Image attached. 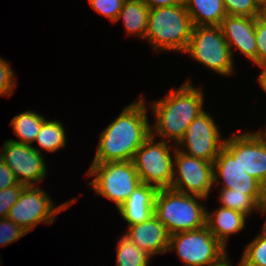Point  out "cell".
I'll list each match as a JSON object with an SVG mask.
<instances>
[{"mask_svg":"<svg viewBox=\"0 0 266 266\" xmlns=\"http://www.w3.org/2000/svg\"><path fill=\"white\" fill-rule=\"evenodd\" d=\"M142 97L124 107L121 114L101 132L92 163L133 161L136 151L151 135L152 126Z\"/></svg>","mask_w":266,"mask_h":266,"instance_id":"cell-1","label":"cell"},{"mask_svg":"<svg viewBox=\"0 0 266 266\" xmlns=\"http://www.w3.org/2000/svg\"><path fill=\"white\" fill-rule=\"evenodd\" d=\"M202 92L189 80L178 89L172 88L163 99L151 103L156 119L154 128L151 127V134L177 144L187 127L204 111Z\"/></svg>","mask_w":266,"mask_h":266,"instance_id":"cell-2","label":"cell"},{"mask_svg":"<svg viewBox=\"0 0 266 266\" xmlns=\"http://www.w3.org/2000/svg\"><path fill=\"white\" fill-rule=\"evenodd\" d=\"M193 24L184 5L150 9L145 39L156 52L174 50L184 53Z\"/></svg>","mask_w":266,"mask_h":266,"instance_id":"cell-3","label":"cell"},{"mask_svg":"<svg viewBox=\"0 0 266 266\" xmlns=\"http://www.w3.org/2000/svg\"><path fill=\"white\" fill-rule=\"evenodd\" d=\"M206 198L184 194L170 188L158 189L154 215L169 234L195 230L206 226V209L199 203Z\"/></svg>","mask_w":266,"mask_h":266,"instance_id":"cell-4","label":"cell"},{"mask_svg":"<svg viewBox=\"0 0 266 266\" xmlns=\"http://www.w3.org/2000/svg\"><path fill=\"white\" fill-rule=\"evenodd\" d=\"M87 176H94L88 183L97 195L113 201L117 209L141 184L133 161L92 163Z\"/></svg>","mask_w":266,"mask_h":266,"instance_id":"cell-5","label":"cell"},{"mask_svg":"<svg viewBox=\"0 0 266 266\" xmlns=\"http://www.w3.org/2000/svg\"><path fill=\"white\" fill-rule=\"evenodd\" d=\"M184 53L220 75L234 71V58L220 26H193Z\"/></svg>","mask_w":266,"mask_h":266,"instance_id":"cell-6","label":"cell"},{"mask_svg":"<svg viewBox=\"0 0 266 266\" xmlns=\"http://www.w3.org/2000/svg\"><path fill=\"white\" fill-rule=\"evenodd\" d=\"M151 134L136 151L133 162L141 183L153 185L158 189L171 188L174 176V157L171 156L168 141L161 139L155 143ZM173 157V158H172Z\"/></svg>","mask_w":266,"mask_h":266,"instance_id":"cell-7","label":"cell"},{"mask_svg":"<svg viewBox=\"0 0 266 266\" xmlns=\"http://www.w3.org/2000/svg\"><path fill=\"white\" fill-rule=\"evenodd\" d=\"M76 199L55 206L40 186H25L17 202L11 207L7 219L28 233L41 222L52 224L59 212L68 209Z\"/></svg>","mask_w":266,"mask_h":266,"instance_id":"cell-8","label":"cell"},{"mask_svg":"<svg viewBox=\"0 0 266 266\" xmlns=\"http://www.w3.org/2000/svg\"><path fill=\"white\" fill-rule=\"evenodd\" d=\"M171 250L185 266H210L227 254L226 247L206 226L170 235L168 252Z\"/></svg>","mask_w":266,"mask_h":266,"instance_id":"cell-9","label":"cell"},{"mask_svg":"<svg viewBox=\"0 0 266 266\" xmlns=\"http://www.w3.org/2000/svg\"><path fill=\"white\" fill-rule=\"evenodd\" d=\"M221 138L213 117L204 110L187 127L176 148L190 156L213 163L224 146L225 139Z\"/></svg>","mask_w":266,"mask_h":266,"instance_id":"cell-10","label":"cell"},{"mask_svg":"<svg viewBox=\"0 0 266 266\" xmlns=\"http://www.w3.org/2000/svg\"><path fill=\"white\" fill-rule=\"evenodd\" d=\"M213 185L212 162L175 150L174 176L170 189L207 199Z\"/></svg>","mask_w":266,"mask_h":266,"instance_id":"cell-11","label":"cell"},{"mask_svg":"<svg viewBox=\"0 0 266 266\" xmlns=\"http://www.w3.org/2000/svg\"><path fill=\"white\" fill-rule=\"evenodd\" d=\"M41 151L33 145L7 140L0 149V158L11 169L18 183L36 186L47 173Z\"/></svg>","mask_w":266,"mask_h":266,"instance_id":"cell-12","label":"cell"},{"mask_svg":"<svg viewBox=\"0 0 266 266\" xmlns=\"http://www.w3.org/2000/svg\"><path fill=\"white\" fill-rule=\"evenodd\" d=\"M214 184L220 183L221 188L232 189L234 192L252 196L261 206L266 200V188L240 166L238 160L223 147L213 162Z\"/></svg>","mask_w":266,"mask_h":266,"instance_id":"cell-13","label":"cell"},{"mask_svg":"<svg viewBox=\"0 0 266 266\" xmlns=\"http://www.w3.org/2000/svg\"><path fill=\"white\" fill-rule=\"evenodd\" d=\"M223 147L266 188V144L254 132L233 134L225 139Z\"/></svg>","mask_w":266,"mask_h":266,"instance_id":"cell-14","label":"cell"},{"mask_svg":"<svg viewBox=\"0 0 266 266\" xmlns=\"http://www.w3.org/2000/svg\"><path fill=\"white\" fill-rule=\"evenodd\" d=\"M233 57V47L249 60L257 64V46L255 38V18L227 15L220 23Z\"/></svg>","mask_w":266,"mask_h":266,"instance_id":"cell-15","label":"cell"},{"mask_svg":"<svg viewBox=\"0 0 266 266\" xmlns=\"http://www.w3.org/2000/svg\"><path fill=\"white\" fill-rule=\"evenodd\" d=\"M127 230L124 235L150 256L168 252L170 234L155 215L142 223L128 226Z\"/></svg>","mask_w":266,"mask_h":266,"instance_id":"cell-16","label":"cell"},{"mask_svg":"<svg viewBox=\"0 0 266 266\" xmlns=\"http://www.w3.org/2000/svg\"><path fill=\"white\" fill-rule=\"evenodd\" d=\"M157 192V187L141 183L118 208V213L127 222L128 226L142 223L154 215Z\"/></svg>","mask_w":266,"mask_h":266,"instance_id":"cell-17","label":"cell"},{"mask_svg":"<svg viewBox=\"0 0 266 266\" xmlns=\"http://www.w3.org/2000/svg\"><path fill=\"white\" fill-rule=\"evenodd\" d=\"M244 213L220 206L212 214L206 211V227L226 247L230 235L245 228Z\"/></svg>","mask_w":266,"mask_h":266,"instance_id":"cell-18","label":"cell"},{"mask_svg":"<svg viewBox=\"0 0 266 266\" xmlns=\"http://www.w3.org/2000/svg\"><path fill=\"white\" fill-rule=\"evenodd\" d=\"M193 26H219L227 16L223 0H184Z\"/></svg>","mask_w":266,"mask_h":266,"instance_id":"cell-19","label":"cell"},{"mask_svg":"<svg viewBox=\"0 0 266 266\" xmlns=\"http://www.w3.org/2000/svg\"><path fill=\"white\" fill-rule=\"evenodd\" d=\"M149 12L150 8L141 0H125L116 22L122 19L129 34L145 39Z\"/></svg>","mask_w":266,"mask_h":266,"instance_id":"cell-20","label":"cell"},{"mask_svg":"<svg viewBox=\"0 0 266 266\" xmlns=\"http://www.w3.org/2000/svg\"><path fill=\"white\" fill-rule=\"evenodd\" d=\"M45 117L35 111H24L13 117L10 125L13 127V132L19 140L9 139L17 143L32 145L36 135L39 133L41 125L45 121Z\"/></svg>","mask_w":266,"mask_h":266,"instance_id":"cell-21","label":"cell"},{"mask_svg":"<svg viewBox=\"0 0 266 266\" xmlns=\"http://www.w3.org/2000/svg\"><path fill=\"white\" fill-rule=\"evenodd\" d=\"M63 124L57 120H45L35 137L39 147L47 152H55L66 145V133Z\"/></svg>","mask_w":266,"mask_h":266,"instance_id":"cell-22","label":"cell"},{"mask_svg":"<svg viewBox=\"0 0 266 266\" xmlns=\"http://www.w3.org/2000/svg\"><path fill=\"white\" fill-rule=\"evenodd\" d=\"M116 250V266H149L152 259V256L141 250L124 234L119 239Z\"/></svg>","mask_w":266,"mask_h":266,"instance_id":"cell-23","label":"cell"},{"mask_svg":"<svg viewBox=\"0 0 266 266\" xmlns=\"http://www.w3.org/2000/svg\"><path fill=\"white\" fill-rule=\"evenodd\" d=\"M219 200L222 207L235 210L249 216L253 210L261 212V205L245 193L234 192L232 189L222 188L219 192Z\"/></svg>","mask_w":266,"mask_h":266,"instance_id":"cell-24","label":"cell"},{"mask_svg":"<svg viewBox=\"0 0 266 266\" xmlns=\"http://www.w3.org/2000/svg\"><path fill=\"white\" fill-rule=\"evenodd\" d=\"M242 266H266V228L245 248L241 258Z\"/></svg>","mask_w":266,"mask_h":266,"instance_id":"cell-25","label":"cell"},{"mask_svg":"<svg viewBox=\"0 0 266 266\" xmlns=\"http://www.w3.org/2000/svg\"><path fill=\"white\" fill-rule=\"evenodd\" d=\"M260 0H223L227 15L257 17Z\"/></svg>","mask_w":266,"mask_h":266,"instance_id":"cell-26","label":"cell"},{"mask_svg":"<svg viewBox=\"0 0 266 266\" xmlns=\"http://www.w3.org/2000/svg\"><path fill=\"white\" fill-rule=\"evenodd\" d=\"M125 0H89L90 6L110 22H116Z\"/></svg>","mask_w":266,"mask_h":266,"instance_id":"cell-27","label":"cell"},{"mask_svg":"<svg viewBox=\"0 0 266 266\" xmlns=\"http://www.w3.org/2000/svg\"><path fill=\"white\" fill-rule=\"evenodd\" d=\"M28 232L13 221L5 218L0 219V246H7L14 241H18Z\"/></svg>","mask_w":266,"mask_h":266,"instance_id":"cell-28","label":"cell"},{"mask_svg":"<svg viewBox=\"0 0 266 266\" xmlns=\"http://www.w3.org/2000/svg\"><path fill=\"white\" fill-rule=\"evenodd\" d=\"M25 185L17 183L14 186L0 190V219L7 218L9 210L17 202Z\"/></svg>","mask_w":266,"mask_h":266,"instance_id":"cell-29","label":"cell"},{"mask_svg":"<svg viewBox=\"0 0 266 266\" xmlns=\"http://www.w3.org/2000/svg\"><path fill=\"white\" fill-rule=\"evenodd\" d=\"M16 86L14 71L9 62L0 57V96H10Z\"/></svg>","mask_w":266,"mask_h":266,"instance_id":"cell-30","label":"cell"},{"mask_svg":"<svg viewBox=\"0 0 266 266\" xmlns=\"http://www.w3.org/2000/svg\"><path fill=\"white\" fill-rule=\"evenodd\" d=\"M255 38L257 46V64L266 61V25L255 18Z\"/></svg>","mask_w":266,"mask_h":266,"instance_id":"cell-31","label":"cell"},{"mask_svg":"<svg viewBox=\"0 0 266 266\" xmlns=\"http://www.w3.org/2000/svg\"><path fill=\"white\" fill-rule=\"evenodd\" d=\"M18 182L6 163L0 158V190L16 185Z\"/></svg>","mask_w":266,"mask_h":266,"instance_id":"cell-32","label":"cell"},{"mask_svg":"<svg viewBox=\"0 0 266 266\" xmlns=\"http://www.w3.org/2000/svg\"><path fill=\"white\" fill-rule=\"evenodd\" d=\"M150 9L163 6L184 5V0H141Z\"/></svg>","mask_w":266,"mask_h":266,"instance_id":"cell-33","label":"cell"},{"mask_svg":"<svg viewBox=\"0 0 266 266\" xmlns=\"http://www.w3.org/2000/svg\"><path fill=\"white\" fill-rule=\"evenodd\" d=\"M256 19L266 25V0H260Z\"/></svg>","mask_w":266,"mask_h":266,"instance_id":"cell-34","label":"cell"},{"mask_svg":"<svg viewBox=\"0 0 266 266\" xmlns=\"http://www.w3.org/2000/svg\"><path fill=\"white\" fill-rule=\"evenodd\" d=\"M258 67L263 69L262 73L258 76V82L260 83L262 89L266 93V61L256 64Z\"/></svg>","mask_w":266,"mask_h":266,"instance_id":"cell-35","label":"cell"},{"mask_svg":"<svg viewBox=\"0 0 266 266\" xmlns=\"http://www.w3.org/2000/svg\"><path fill=\"white\" fill-rule=\"evenodd\" d=\"M210 266H231L230 261L228 259V253L224 255L219 261L213 263ZM238 266H242L241 260Z\"/></svg>","mask_w":266,"mask_h":266,"instance_id":"cell-36","label":"cell"},{"mask_svg":"<svg viewBox=\"0 0 266 266\" xmlns=\"http://www.w3.org/2000/svg\"><path fill=\"white\" fill-rule=\"evenodd\" d=\"M255 135L263 142L266 144V126L265 129L262 131L257 130L256 132L254 131Z\"/></svg>","mask_w":266,"mask_h":266,"instance_id":"cell-37","label":"cell"},{"mask_svg":"<svg viewBox=\"0 0 266 266\" xmlns=\"http://www.w3.org/2000/svg\"><path fill=\"white\" fill-rule=\"evenodd\" d=\"M260 213H262L261 215H266V200H265V202L263 203V205L261 207V212ZM263 226L266 228V220H265Z\"/></svg>","mask_w":266,"mask_h":266,"instance_id":"cell-38","label":"cell"}]
</instances>
